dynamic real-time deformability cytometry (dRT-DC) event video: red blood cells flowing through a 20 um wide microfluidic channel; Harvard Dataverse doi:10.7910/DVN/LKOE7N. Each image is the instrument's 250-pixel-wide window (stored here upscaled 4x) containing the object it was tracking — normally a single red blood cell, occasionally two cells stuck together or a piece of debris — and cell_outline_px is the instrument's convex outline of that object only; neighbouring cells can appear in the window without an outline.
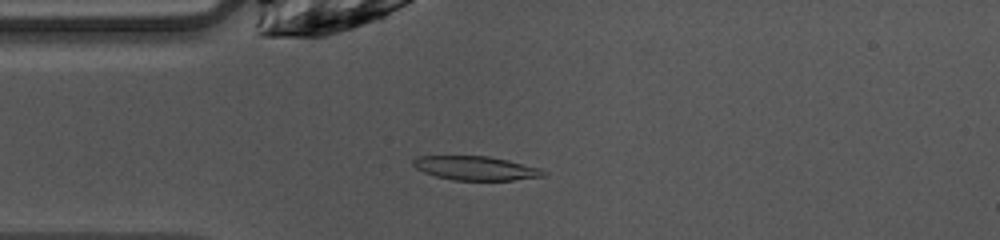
{"species": "common noctule bat (a hibernating species)", "species_latin": "Nyctalus noctula", "temperature_condition": "warm", "stored_images_in_passage": 47, "camera_frame_rate_fps": 3000, "um_per_image_px": 0.085, "animal": {"sex": "female", "body_mass_g": 10.0, "forearm_length_mm": 53.1}, "frame": {"image": 1, "passage_image": 10, "time_ms": 3.0, "image_size_px": [1000, 240], "cell_outline_px": [[548, 172], [544, 176], [512, 180], [452, 180], [436, 176], [424, 172], [416, 168], [412, 164], [412, 160], [416, 156], [488, 156], [508, 160], [540, 168]], "centroid_in_image_um": [40.43, 14.29], "position_along_channel_um": 44.6, "area_um2": 18.21}}
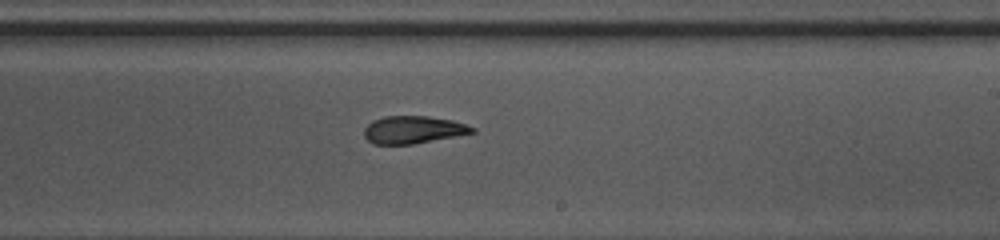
{"frame": {"image": 2, "passage_image": 26, "time_ms": 8.333, "image_size_px": [1000, 240], "cell_outline_px": [[476, 132], [412, 144], [372, 144], [364, 136], [364, 128], [372, 120], [384, 116], [428, 116], [452, 120], [476, 128]], "centroid_in_image_um": [35.09, 11.02], "position_along_channel_um": 253.9, "area_um2": 17.28}}
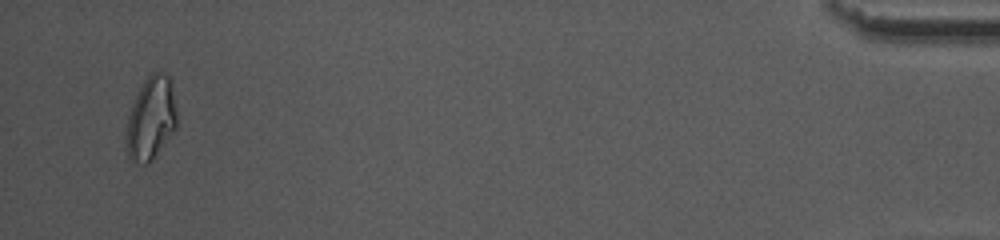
{"frame": {"image": 3, "passage_image": 45, "time_ms": 14.667, "image_size_px": [1000, 240], "cell_outline_px": [[176, 128], [152, 160], [148, 164], [132, 164], [128, 156], [124, 136], [128, 116], [132, 104], [144, 80], [152, 72], [164, 72], [172, 80], [176, 112]], "centroid_in_image_um": [12.81, 10.09], "position_along_channel_um": 422.4, "area_um2": 24.85}, "authors_computed_cell_mechanics": {"area_um2": 18.5538, "velocity_mm_per_s": 4.052, "shape_relaxation_time_tau1_ms": 6.5307, "shape_relaxation_time_tau2_ms": 1.6253, "deformation_change_tau1": 0.1933, "deformation_change_tau2": 0.0782}}